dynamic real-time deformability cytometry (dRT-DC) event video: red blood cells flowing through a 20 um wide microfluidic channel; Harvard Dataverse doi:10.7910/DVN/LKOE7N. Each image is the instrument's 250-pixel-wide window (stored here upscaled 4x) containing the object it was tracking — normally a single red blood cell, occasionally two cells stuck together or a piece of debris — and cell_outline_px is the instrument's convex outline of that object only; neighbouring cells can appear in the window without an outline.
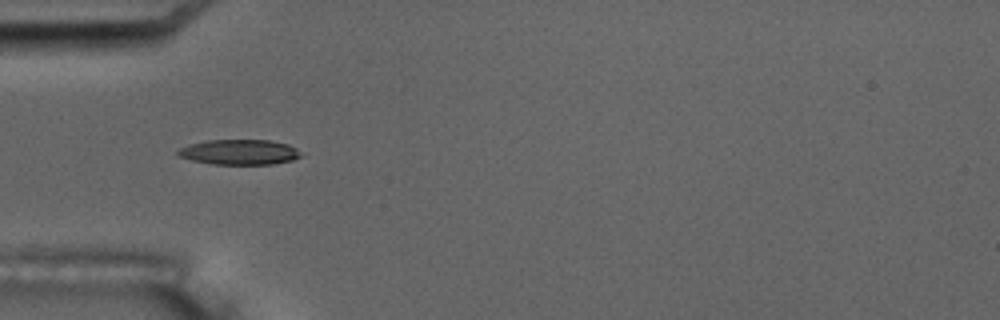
{"species": "common noctule bat (a hibernating species)", "species_latin": "Nyctalus noctula", "temperature_condition": "room temperature", "stored_images_in_passage": 3, "camera_frame_rate_fps": 3000, "um_per_image_px": 0.085, "animal": {"sex": "male", "body_mass_g": 17.5, "forearm_length_mm": 52.3}, "frame": {"image": 1, "passage_image": 3, "time_ms": 5.333, "image_size_px": [1000, 320], "cell_outline_px": [[304, 156], [292, 160], [272, 164], [212, 164], [192, 160], [176, 156], [176, 152], [180, 148], [188, 144], [208, 140], [268, 140], [288, 144], [296, 148]], "centroid_in_image_um": [20.34, 12.93], "position_along_channel_um": 64.7, "area_um2": 18.15}}